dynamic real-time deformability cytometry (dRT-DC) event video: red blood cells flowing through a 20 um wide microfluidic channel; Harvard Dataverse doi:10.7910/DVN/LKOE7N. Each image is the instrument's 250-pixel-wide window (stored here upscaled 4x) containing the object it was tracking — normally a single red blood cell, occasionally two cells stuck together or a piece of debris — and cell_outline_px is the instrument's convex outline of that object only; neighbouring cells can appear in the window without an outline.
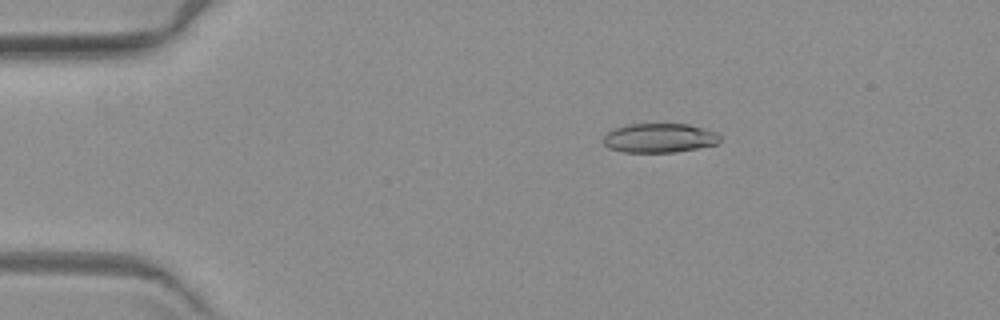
{"species": "common noctule bat (a hibernating species)", "species_latin": "Nyctalus noctula", "temperature_condition": "warm", "stored_images_in_passage": 4, "camera_frame_rate_fps": 3000, "um_per_image_px": 0.085, "animal": {"sex": "female", "body_mass_g": 19.3, "forearm_length_mm": 54.1}, "frame": {"image": 1, "passage_image": 1, "time_ms": 0.0, "image_size_px": [1000, 320], "cell_outline_px": [[720, 140], [716, 144], [676, 152], [624, 152], [608, 148], [604, 144], [604, 136], [608, 132], [616, 128], [628, 124], [688, 124], [704, 128], [716, 132], [720, 136]], "centroid_in_image_um": [56.05, 11.73], "position_along_channel_um": 29.0, "area_um2": 19.77}}
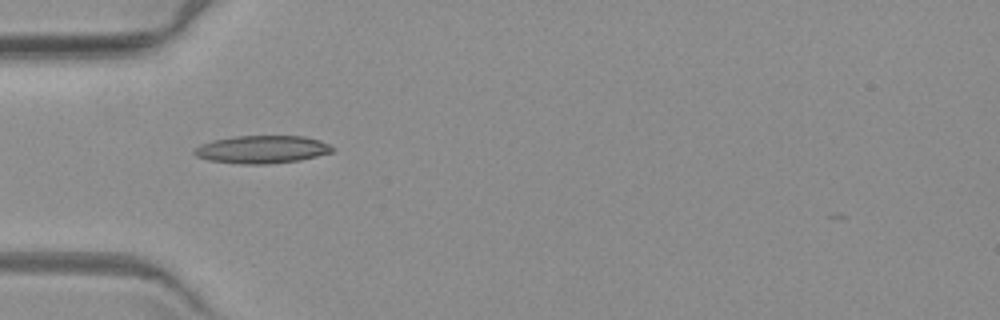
{"frame": {"image": 2, "passage_image": 3, "time_ms": 2.667, "image_size_px": [1000, 320], "cell_outline_px": [[336, 148], [332, 152], [300, 160], [268, 164], [240, 164], [208, 160], [196, 156], [192, 152], [200, 144], [212, 140], [236, 136], [304, 136], [320, 140]], "centroid_in_image_um": [22.26, 12.7], "position_along_channel_um": 62.7, "area_um2": 22.43}}
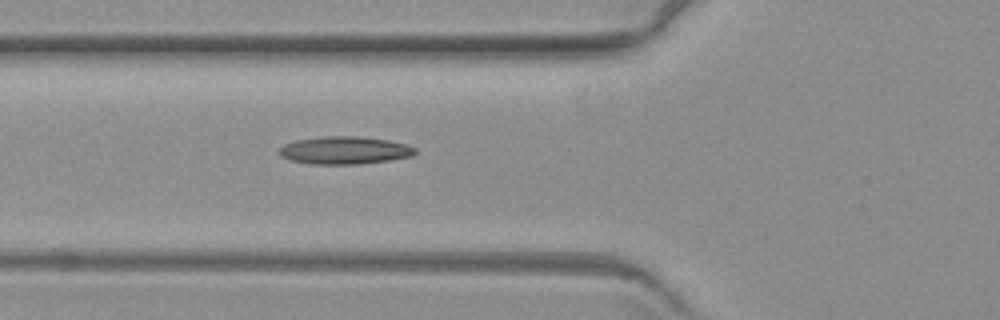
{"frame": {"image": 3, "passage_image": 4, "time_ms": 3.667, "image_size_px": [1000, 320], "cell_outline_px": [[416, 152], [412, 156], [388, 160], [360, 164], [312, 164], [288, 160], [280, 156], [276, 152], [284, 144], [296, 140], [324, 136], [356, 136], [388, 140], [404, 144], [416, 148]], "centroid_in_image_um": [29.23, 12.78], "position_along_channel_um": 96.6, "area_um2": 21.96}}